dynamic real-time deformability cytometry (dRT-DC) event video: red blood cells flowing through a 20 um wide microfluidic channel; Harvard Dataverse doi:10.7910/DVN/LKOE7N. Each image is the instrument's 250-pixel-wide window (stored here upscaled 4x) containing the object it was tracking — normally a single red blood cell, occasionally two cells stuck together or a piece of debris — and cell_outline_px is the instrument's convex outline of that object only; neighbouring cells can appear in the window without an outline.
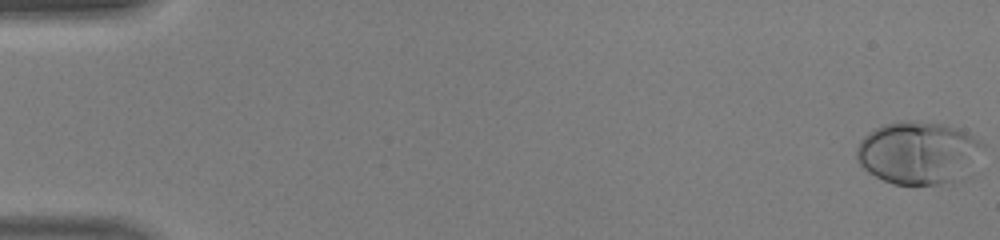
{"species": "human", "species_latin": "Homo sapiens", "temperature_condition": "warm", "stored_images_in_passage": 47, "camera_frame_rate_fps": 3000, "um_per_image_px": 0.085, "donor": {"sex": "male"}, "frame": {"image": 1, "passage_image": 1, "time_ms": 0.0, "image_size_px": [1000, 240], "cell_outline_px": [[984, 144], [952, 184], [892, 184], [868, 172], [860, 164], [856, 156], [856, 148], [860, 140], [868, 132], [884, 124], [900, 120], [948, 124], [980, 140]], "centroid_in_image_um": [77.93, 12.96], "position_along_channel_um": 7.1, "area_um2": 45.03}}
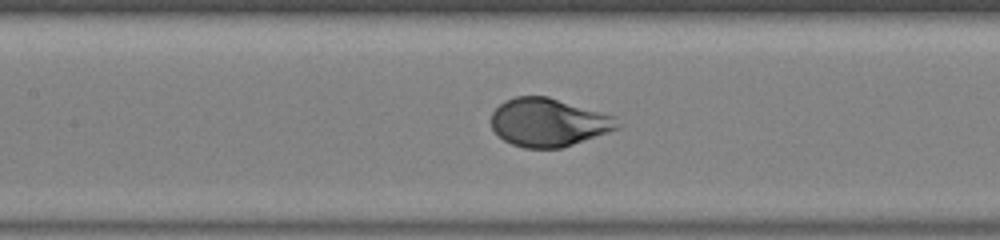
{"frame": {"image": 2, "passage_image": 23, "time_ms": 7.333, "image_size_px": [1000, 240], "cell_outline_px": [[624, 124], [620, 128], [560, 148], [524, 148], [512, 144], [504, 140], [492, 128], [492, 112], [504, 100], [516, 96], [548, 96], [616, 116]], "centroid_in_image_um": [46.66, 10.39], "position_along_channel_um": 160.7, "area_um2": 35.55}}
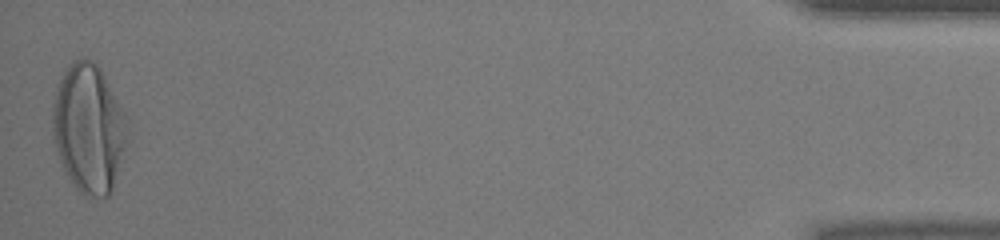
{"frame": {"image": 3, "passage_image": 47, "time_ms": 15.333, "image_size_px": [1000, 240], "cell_outline_px": [[128, 140], [112, 192], [104, 200], [84, 196], [76, 188], [68, 176], [60, 160], [56, 148], [52, 132], [52, 104], [56, 88], [68, 64], [80, 56], [84, 56], [92, 60], [100, 68], [124, 112], [128, 120]], "centroid_in_image_um": [7.55, 10.93], "position_along_channel_um": 427.6, "area_um2": 56.76}, "authors_computed_cell_mechanics": {"area_um2": 38.6104, "velocity_mm_per_s": 4.4435, "shape_relaxation_time_tau1_ms": 2.1593, "shape_relaxation_time_tau2_ms": null, "deformation_change_tau1": 0.2101, "deformation_change_tau2": null}}